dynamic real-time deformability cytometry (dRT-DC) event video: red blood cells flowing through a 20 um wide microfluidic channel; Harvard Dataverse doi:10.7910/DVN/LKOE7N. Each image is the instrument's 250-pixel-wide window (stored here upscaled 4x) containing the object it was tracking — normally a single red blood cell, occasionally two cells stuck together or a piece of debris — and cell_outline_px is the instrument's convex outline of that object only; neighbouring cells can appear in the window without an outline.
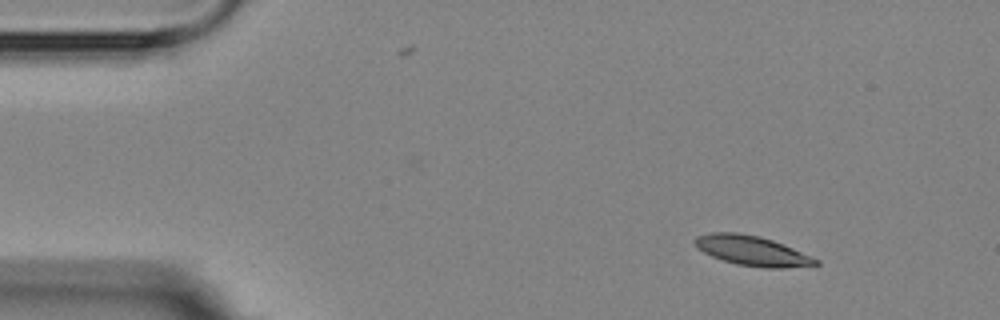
{"species": "Egyptian fruit bat (a non-hibernating species)", "species_latin": "Rousettus aegyptiacus", "temperature_condition": "room temperature", "stored_images_in_passage": 3, "camera_frame_rate_fps": 3000, "um_per_image_px": 0.085, "animal": {"sex": "female"}, "frame": {"image": 1, "passage_image": 1, "time_ms": 0.0, "image_size_px": [1000, 320], "cell_outline_px": [[820, 264], [784, 268], [764, 268], [736, 264], [712, 256], [696, 248], [696, 236], [712, 232], [736, 232], [760, 236], [772, 240], [792, 248], [820, 260]], "centroid_in_image_um": [63.93, 21.31], "position_along_channel_um": 21.1, "area_um2": 20.81}}